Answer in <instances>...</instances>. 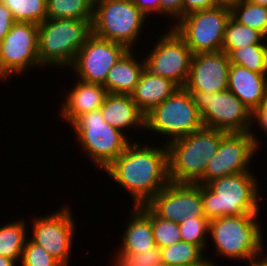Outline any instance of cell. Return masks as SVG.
Returning a JSON list of instances; mask_svg holds the SVG:
<instances>
[{
	"label": "cell",
	"instance_id": "6da1fadb",
	"mask_svg": "<svg viewBox=\"0 0 267 266\" xmlns=\"http://www.w3.org/2000/svg\"><path fill=\"white\" fill-rule=\"evenodd\" d=\"M131 142L104 171L126 189L134 207L146 205L169 183L167 145Z\"/></svg>",
	"mask_w": 267,
	"mask_h": 266
},
{
	"label": "cell",
	"instance_id": "7a4b0ae2",
	"mask_svg": "<svg viewBox=\"0 0 267 266\" xmlns=\"http://www.w3.org/2000/svg\"><path fill=\"white\" fill-rule=\"evenodd\" d=\"M257 177L241 172L200 184L203 214L210 221L224 216L259 214L261 193Z\"/></svg>",
	"mask_w": 267,
	"mask_h": 266
},
{
	"label": "cell",
	"instance_id": "3957f363",
	"mask_svg": "<svg viewBox=\"0 0 267 266\" xmlns=\"http://www.w3.org/2000/svg\"><path fill=\"white\" fill-rule=\"evenodd\" d=\"M258 214L224 216L210 220L209 237L215 246L217 256L248 261L249 264L267 255L263 252V232ZM261 258H260V257Z\"/></svg>",
	"mask_w": 267,
	"mask_h": 266
},
{
	"label": "cell",
	"instance_id": "277c9868",
	"mask_svg": "<svg viewBox=\"0 0 267 266\" xmlns=\"http://www.w3.org/2000/svg\"><path fill=\"white\" fill-rule=\"evenodd\" d=\"M227 132L208 127L167 143L169 180L196 184L204 175L209 160L216 154Z\"/></svg>",
	"mask_w": 267,
	"mask_h": 266
},
{
	"label": "cell",
	"instance_id": "5b68a950",
	"mask_svg": "<svg viewBox=\"0 0 267 266\" xmlns=\"http://www.w3.org/2000/svg\"><path fill=\"white\" fill-rule=\"evenodd\" d=\"M93 19H49L38 25V54L42 67L70 68L92 34Z\"/></svg>",
	"mask_w": 267,
	"mask_h": 266
},
{
	"label": "cell",
	"instance_id": "8992f818",
	"mask_svg": "<svg viewBox=\"0 0 267 266\" xmlns=\"http://www.w3.org/2000/svg\"><path fill=\"white\" fill-rule=\"evenodd\" d=\"M70 125L82 151L103 172L132 142L103 119L100 108L78 116Z\"/></svg>",
	"mask_w": 267,
	"mask_h": 266
},
{
	"label": "cell",
	"instance_id": "52a82bcc",
	"mask_svg": "<svg viewBox=\"0 0 267 266\" xmlns=\"http://www.w3.org/2000/svg\"><path fill=\"white\" fill-rule=\"evenodd\" d=\"M146 19L131 0H94L92 33L132 50Z\"/></svg>",
	"mask_w": 267,
	"mask_h": 266
},
{
	"label": "cell",
	"instance_id": "ba28073f",
	"mask_svg": "<svg viewBox=\"0 0 267 266\" xmlns=\"http://www.w3.org/2000/svg\"><path fill=\"white\" fill-rule=\"evenodd\" d=\"M202 127L201 113L197 110L192 94L185 87H179L145 115V130L162 137L169 136L165 144Z\"/></svg>",
	"mask_w": 267,
	"mask_h": 266
},
{
	"label": "cell",
	"instance_id": "9c48e42d",
	"mask_svg": "<svg viewBox=\"0 0 267 266\" xmlns=\"http://www.w3.org/2000/svg\"><path fill=\"white\" fill-rule=\"evenodd\" d=\"M190 93L204 127L227 133L254 131V114L228 89L213 94Z\"/></svg>",
	"mask_w": 267,
	"mask_h": 266
},
{
	"label": "cell",
	"instance_id": "30bf717a",
	"mask_svg": "<svg viewBox=\"0 0 267 266\" xmlns=\"http://www.w3.org/2000/svg\"><path fill=\"white\" fill-rule=\"evenodd\" d=\"M231 10L214 7L184 15L174 30L184 39L192 54L222 50Z\"/></svg>",
	"mask_w": 267,
	"mask_h": 266
},
{
	"label": "cell",
	"instance_id": "8fae6325",
	"mask_svg": "<svg viewBox=\"0 0 267 266\" xmlns=\"http://www.w3.org/2000/svg\"><path fill=\"white\" fill-rule=\"evenodd\" d=\"M253 131L229 132L221 141L216 154L209 160L203 177L196 184L241 172L252 171L248 165L257 153L259 140Z\"/></svg>",
	"mask_w": 267,
	"mask_h": 266
},
{
	"label": "cell",
	"instance_id": "7c38bea8",
	"mask_svg": "<svg viewBox=\"0 0 267 266\" xmlns=\"http://www.w3.org/2000/svg\"><path fill=\"white\" fill-rule=\"evenodd\" d=\"M42 67L38 54V24L14 22L0 43V67L8 79ZM32 68V69H31Z\"/></svg>",
	"mask_w": 267,
	"mask_h": 266
},
{
	"label": "cell",
	"instance_id": "4fadbf2b",
	"mask_svg": "<svg viewBox=\"0 0 267 266\" xmlns=\"http://www.w3.org/2000/svg\"><path fill=\"white\" fill-rule=\"evenodd\" d=\"M167 31L144 57L145 68L155 75L170 79L179 87H185L193 54L173 27Z\"/></svg>",
	"mask_w": 267,
	"mask_h": 266
},
{
	"label": "cell",
	"instance_id": "5bb4252c",
	"mask_svg": "<svg viewBox=\"0 0 267 266\" xmlns=\"http://www.w3.org/2000/svg\"><path fill=\"white\" fill-rule=\"evenodd\" d=\"M65 206L45 216H36L32 221V242L43 247L53 258L63 266H69V258L74 231L76 230L75 218Z\"/></svg>",
	"mask_w": 267,
	"mask_h": 266
},
{
	"label": "cell",
	"instance_id": "9a60e30c",
	"mask_svg": "<svg viewBox=\"0 0 267 266\" xmlns=\"http://www.w3.org/2000/svg\"><path fill=\"white\" fill-rule=\"evenodd\" d=\"M129 49L120 43L100 38L93 33L78 51L69 68L77 79L104 85L108 71Z\"/></svg>",
	"mask_w": 267,
	"mask_h": 266
},
{
	"label": "cell",
	"instance_id": "2e32d148",
	"mask_svg": "<svg viewBox=\"0 0 267 266\" xmlns=\"http://www.w3.org/2000/svg\"><path fill=\"white\" fill-rule=\"evenodd\" d=\"M146 205L158 217L176 223L188 217H205L200 184L170 182Z\"/></svg>",
	"mask_w": 267,
	"mask_h": 266
},
{
	"label": "cell",
	"instance_id": "e0dca14e",
	"mask_svg": "<svg viewBox=\"0 0 267 266\" xmlns=\"http://www.w3.org/2000/svg\"><path fill=\"white\" fill-rule=\"evenodd\" d=\"M230 65L228 55L223 50L194 54L185 88L189 92L212 94L227 90Z\"/></svg>",
	"mask_w": 267,
	"mask_h": 266
},
{
	"label": "cell",
	"instance_id": "ac0fdd59",
	"mask_svg": "<svg viewBox=\"0 0 267 266\" xmlns=\"http://www.w3.org/2000/svg\"><path fill=\"white\" fill-rule=\"evenodd\" d=\"M228 90L255 114L267 96V74L231 64L228 73Z\"/></svg>",
	"mask_w": 267,
	"mask_h": 266
},
{
	"label": "cell",
	"instance_id": "d6986e66",
	"mask_svg": "<svg viewBox=\"0 0 267 266\" xmlns=\"http://www.w3.org/2000/svg\"><path fill=\"white\" fill-rule=\"evenodd\" d=\"M76 85L66 94L61 104L60 117L65 123H72L78 116L99 109L108 92L103 85L87 83L78 79Z\"/></svg>",
	"mask_w": 267,
	"mask_h": 266
},
{
	"label": "cell",
	"instance_id": "ffe728a7",
	"mask_svg": "<svg viewBox=\"0 0 267 266\" xmlns=\"http://www.w3.org/2000/svg\"><path fill=\"white\" fill-rule=\"evenodd\" d=\"M100 111L109 125L124 134L126 130L135 127L145 131V115L139 110L131 95L108 93Z\"/></svg>",
	"mask_w": 267,
	"mask_h": 266
},
{
	"label": "cell",
	"instance_id": "44dd1931",
	"mask_svg": "<svg viewBox=\"0 0 267 266\" xmlns=\"http://www.w3.org/2000/svg\"><path fill=\"white\" fill-rule=\"evenodd\" d=\"M131 219L122 233V247L118 251L129 253H142L156 247L152 224L151 209L141 205L131 209Z\"/></svg>",
	"mask_w": 267,
	"mask_h": 266
},
{
	"label": "cell",
	"instance_id": "7402d4cb",
	"mask_svg": "<svg viewBox=\"0 0 267 266\" xmlns=\"http://www.w3.org/2000/svg\"><path fill=\"white\" fill-rule=\"evenodd\" d=\"M178 88L179 86L170 79L155 75L145 68L131 97L139 110L146 115Z\"/></svg>",
	"mask_w": 267,
	"mask_h": 266
},
{
	"label": "cell",
	"instance_id": "603a6c76",
	"mask_svg": "<svg viewBox=\"0 0 267 266\" xmlns=\"http://www.w3.org/2000/svg\"><path fill=\"white\" fill-rule=\"evenodd\" d=\"M133 50H128L119 61L110 68L103 85L108 93L131 95L145 69L144 59H135ZM138 60V61H137ZM141 62V63H140Z\"/></svg>",
	"mask_w": 267,
	"mask_h": 266
},
{
	"label": "cell",
	"instance_id": "cb8c5ba5",
	"mask_svg": "<svg viewBox=\"0 0 267 266\" xmlns=\"http://www.w3.org/2000/svg\"><path fill=\"white\" fill-rule=\"evenodd\" d=\"M160 250L164 266H215L216 263L209 260L198 246L182 240Z\"/></svg>",
	"mask_w": 267,
	"mask_h": 266
},
{
	"label": "cell",
	"instance_id": "d4e9b609",
	"mask_svg": "<svg viewBox=\"0 0 267 266\" xmlns=\"http://www.w3.org/2000/svg\"><path fill=\"white\" fill-rule=\"evenodd\" d=\"M25 220H16L0 226V255L8 257L15 262L21 261L22 251L29 235Z\"/></svg>",
	"mask_w": 267,
	"mask_h": 266
},
{
	"label": "cell",
	"instance_id": "484cf974",
	"mask_svg": "<svg viewBox=\"0 0 267 266\" xmlns=\"http://www.w3.org/2000/svg\"><path fill=\"white\" fill-rule=\"evenodd\" d=\"M265 39L259 31L239 23L231 16L226 25L222 50L228 55L233 49L267 44Z\"/></svg>",
	"mask_w": 267,
	"mask_h": 266
},
{
	"label": "cell",
	"instance_id": "4316f807",
	"mask_svg": "<svg viewBox=\"0 0 267 266\" xmlns=\"http://www.w3.org/2000/svg\"><path fill=\"white\" fill-rule=\"evenodd\" d=\"M94 0H47V18L93 19Z\"/></svg>",
	"mask_w": 267,
	"mask_h": 266
},
{
	"label": "cell",
	"instance_id": "83f0119b",
	"mask_svg": "<svg viewBox=\"0 0 267 266\" xmlns=\"http://www.w3.org/2000/svg\"><path fill=\"white\" fill-rule=\"evenodd\" d=\"M230 64L243 66L251 71L267 74V44H255L233 49L228 54Z\"/></svg>",
	"mask_w": 267,
	"mask_h": 266
},
{
	"label": "cell",
	"instance_id": "f1b7e54d",
	"mask_svg": "<svg viewBox=\"0 0 267 266\" xmlns=\"http://www.w3.org/2000/svg\"><path fill=\"white\" fill-rule=\"evenodd\" d=\"M231 16L239 23L259 31L267 38V7L240 0L231 9Z\"/></svg>",
	"mask_w": 267,
	"mask_h": 266
},
{
	"label": "cell",
	"instance_id": "f546056e",
	"mask_svg": "<svg viewBox=\"0 0 267 266\" xmlns=\"http://www.w3.org/2000/svg\"><path fill=\"white\" fill-rule=\"evenodd\" d=\"M12 11L15 22L40 24L47 19V0H0Z\"/></svg>",
	"mask_w": 267,
	"mask_h": 266
},
{
	"label": "cell",
	"instance_id": "4dcf8cb0",
	"mask_svg": "<svg viewBox=\"0 0 267 266\" xmlns=\"http://www.w3.org/2000/svg\"><path fill=\"white\" fill-rule=\"evenodd\" d=\"M209 220L206 217H190L181 220L178 225L182 241L198 246L203 252L209 238Z\"/></svg>",
	"mask_w": 267,
	"mask_h": 266
},
{
	"label": "cell",
	"instance_id": "1f68e13d",
	"mask_svg": "<svg viewBox=\"0 0 267 266\" xmlns=\"http://www.w3.org/2000/svg\"><path fill=\"white\" fill-rule=\"evenodd\" d=\"M151 224L156 247L170 246L182 240L178 223L164 220L152 210Z\"/></svg>",
	"mask_w": 267,
	"mask_h": 266
},
{
	"label": "cell",
	"instance_id": "d6a6232c",
	"mask_svg": "<svg viewBox=\"0 0 267 266\" xmlns=\"http://www.w3.org/2000/svg\"><path fill=\"white\" fill-rule=\"evenodd\" d=\"M115 254L116 258H114L112 266H164L159 247L142 253L119 251V253Z\"/></svg>",
	"mask_w": 267,
	"mask_h": 266
},
{
	"label": "cell",
	"instance_id": "836d02e7",
	"mask_svg": "<svg viewBox=\"0 0 267 266\" xmlns=\"http://www.w3.org/2000/svg\"><path fill=\"white\" fill-rule=\"evenodd\" d=\"M20 262L22 266H63L43 247L32 242L29 238L22 251Z\"/></svg>",
	"mask_w": 267,
	"mask_h": 266
},
{
	"label": "cell",
	"instance_id": "e575fe53",
	"mask_svg": "<svg viewBox=\"0 0 267 266\" xmlns=\"http://www.w3.org/2000/svg\"><path fill=\"white\" fill-rule=\"evenodd\" d=\"M161 14L175 18L176 24L182 18V0H161Z\"/></svg>",
	"mask_w": 267,
	"mask_h": 266
},
{
	"label": "cell",
	"instance_id": "d590c367",
	"mask_svg": "<svg viewBox=\"0 0 267 266\" xmlns=\"http://www.w3.org/2000/svg\"><path fill=\"white\" fill-rule=\"evenodd\" d=\"M214 8L212 0H182V17L184 15Z\"/></svg>",
	"mask_w": 267,
	"mask_h": 266
},
{
	"label": "cell",
	"instance_id": "8d00e7d4",
	"mask_svg": "<svg viewBox=\"0 0 267 266\" xmlns=\"http://www.w3.org/2000/svg\"><path fill=\"white\" fill-rule=\"evenodd\" d=\"M12 11L0 1V43L14 24Z\"/></svg>",
	"mask_w": 267,
	"mask_h": 266
},
{
	"label": "cell",
	"instance_id": "74e56055",
	"mask_svg": "<svg viewBox=\"0 0 267 266\" xmlns=\"http://www.w3.org/2000/svg\"><path fill=\"white\" fill-rule=\"evenodd\" d=\"M148 18L149 14H161V0H131ZM160 13V14H159Z\"/></svg>",
	"mask_w": 267,
	"mask_h": 266
},
{
	"label": "cell",
	"instance_id": "f35d334b",
	"mask_svg": "<svg viewBox=\"0 0 267 266\" xmlns=\"http://www.w3.org/2000/svg\"><path fill=\"white\" fill-rule=\"evenodd\" d=\"M258 124L259 130L262 129L267 134V96L260 109L254 114V124Z\"/></svg>",
	"mask_w": 267,
	"mask_h": 266
},
{
	"label": "cell",
	"instance_id": "ab89813d",
	"mask_svg": "<svg viewBox=\"0 0 267 266\" xmlns=\"http://www.w3.org/2000/svg\"><path fill=\"white\" fill-rule=\"evenodd\" d=\"M214 7H222L231 10L240 0H212Z\"/></svg>",
	"mask_w": 267,
	"mask_h": 266
},
{
	"label": "cell",
	"instance_id": "60d3db41",
	"mask_svg": "<svg viewBox=\"0 0 267 266\" xmlns=\"http://www.w3.org/2000/svg\"><path fill=\"white\" fill-rule=\"evenodd\" d=\"M16 262L8 257L0 255V266H15Z\"/></svg>",
	"mask_w": 267,
	"mask_h": 266
},
{
	"label": "cell",
	"instance_id": "b9f144b4",
	"mask_svg": "<svg viewBox=\"0 0 267 266\" xmlns=\"http://www.w3.org/2000/svg\"><path fill=\"white\" fill-rule=\"evenodd\" d=\"M250 266H267V256L258 261L252 262L249 264Z\"/></svg>",
	"mask_w": 267,
	"mask_h": 266
},
{
	"label": "cell",
	"instance_id": "7bdbcfd3",
	"mask_svg": "<svg viewBox=\"0 0 267 266\" xmlns=\"http://www.w3.org/2000/svg\"><path fill=\"white\" fill-rule=\"evenodd\" d=\"M253 4L267 7V0H247Z\"/></svg>",
	"mask_w": 267,
	"mask_h": 266
},
{
	"label": "cell",
	"instance_id": "ee69618b",
	"mask_svg": "<svg viewBox=\"0 0 267 266\" xmlns=\"http://www.w3.org/2000/svg\"><path fill=\"white\" fill-rule=\"evenodd\" d=\"M0 80H1L0 83L3 82L2 80H4V81L9 80L2 74L1 67H0Z\"/></svg>",
	"mask_w": 267,
	"mask_h": 266
}]
</instances>
